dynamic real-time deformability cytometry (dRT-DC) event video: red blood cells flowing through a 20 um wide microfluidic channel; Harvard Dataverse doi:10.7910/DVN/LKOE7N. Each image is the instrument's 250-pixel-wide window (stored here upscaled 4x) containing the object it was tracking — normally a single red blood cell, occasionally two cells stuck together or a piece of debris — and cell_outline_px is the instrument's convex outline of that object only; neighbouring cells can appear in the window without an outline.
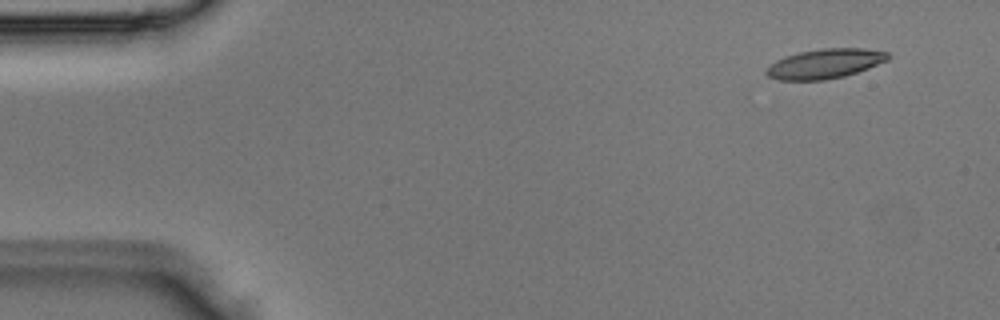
{"species": "Egyptian fruit bat (a non-hibernating species)", "species_latin": "Rousettus aegyptiacus", "temperature_condition": "room temperature", "stored_images_in_passage": 4, "camera_frame_rate_fps": 3000, "um_per_image_px": 0.085, "animal": {"sex": "male"}, "frame": {"image": 1, "passage_image": 1, "time_ms": 0.0, "image_size_px": [1000, 320], "cell_outline_px": [[888, 60], [868, 68], [844, 76], [824, 80], [776, 80], [768, 76], [764, 72], [776, 60], [784, 56], [800, 52], [824, 48], [864, 48], [888, 52]], "centroid_in_image_um": [70.1, 5.41], "position_along_channel_um": 14.9, "area_um2": 20.87}}